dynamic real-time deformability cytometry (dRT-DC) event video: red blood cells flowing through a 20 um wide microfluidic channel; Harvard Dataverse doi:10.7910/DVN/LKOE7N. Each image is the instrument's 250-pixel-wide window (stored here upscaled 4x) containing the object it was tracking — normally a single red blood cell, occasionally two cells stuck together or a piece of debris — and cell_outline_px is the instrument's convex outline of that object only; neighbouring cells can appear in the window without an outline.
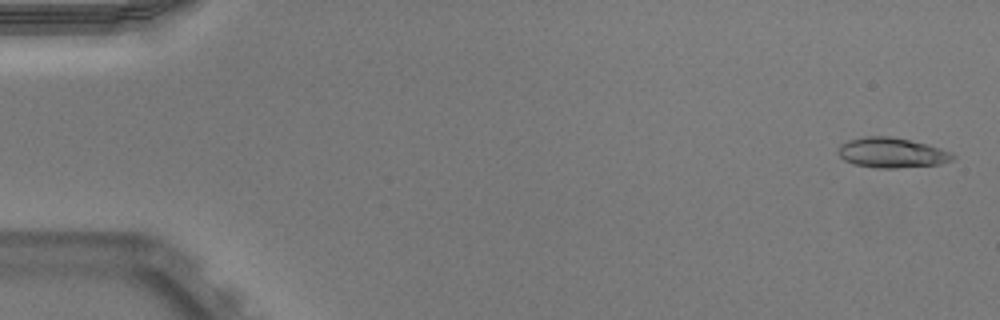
{"species": "Egyptian fruit bat (a non-hibernating species)", "species_latin": "Rousettus aegyptiacus", "temperature_condition": "warm", "stored_images_in_passage": 51, "camera_frame_rate_fps": 3000, "um_per_image_px": 0.085, "animal": {"sex": "male"}, "frame": {"image": 1, "passage_image": 2, "time_ms": 0.333, "image_size_px": [1000, 320], "cell_outline_px": [[956, 156], [952, 160], [940, 164], [896, 168], [876, 168], [852, 164], [844, 160], [836, 152], [840, 144], [848, 140], [864, 136], [892, 136], [928, 144], [952, 152]], "centroid_in_image_um": [75.78, 12.98], "position_along_channel_um": 9.2, "area_um2": 20.35}}
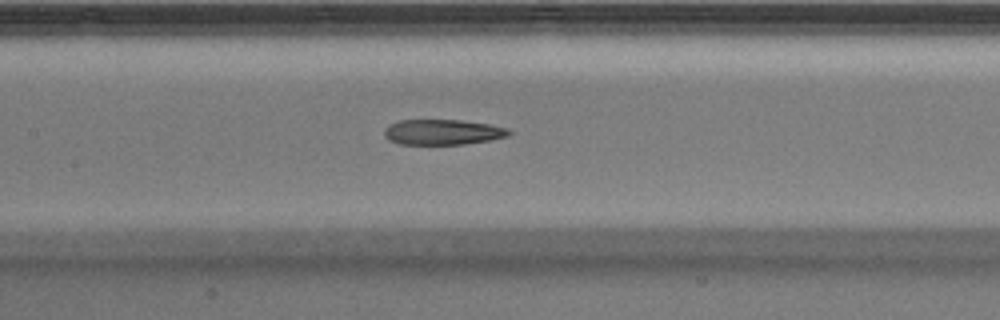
{"frame": {"image": 2, "passage_image": 25, "time_ms": 8.0, "image_size_px": [1000, 320], "cell_outline_px": [[512, 132], [508, 136], [488, 140], [464, 144], [400, 144], [388, 140], [384, 136], [384, 128], [388, 124], [400, 120], [460, 120], [488, 124], [508, 128]], "centroid_in_image_um": [37.59, 11.22], "position_along_channel_um": 169.8, "area_um2": 18.44}}
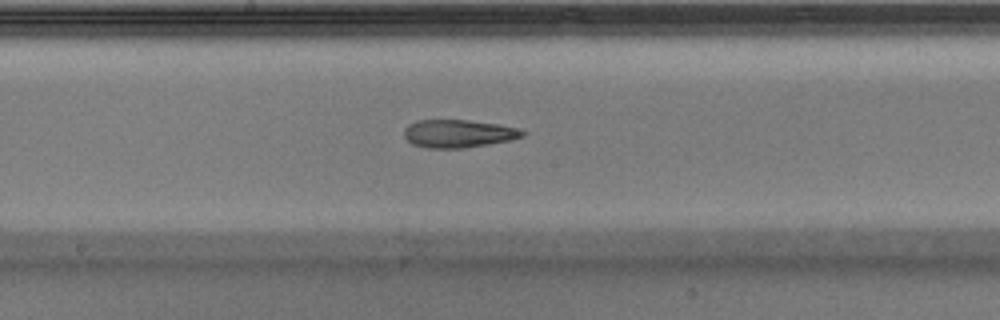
{"frame": {"image": 3, "passage_image": 28, "time_ms": 9.0, "image_size_px": [1000, 320], "cell_outline_px": [[528, 132], [524, 136], [512, 140], [464, 148], [424, 148], [412, 144], [404, 136], [404, 128], [408, 124], [416, 120], [468, 120], [496, 124], [516, 128]], "centroid_in_image_um": [38.94, 11.36], "position_along_channel_um": 209.3, "area_um2": 19.36}, "authors_computed_cell_mechanics": {"area_um2": 19.7676, "velocity_mm_per_s": 3.9529, "shape_relaxation_time_tau1_ms": null, "shape_relaxation_time_tau2_ms": 3.1407, "deformation_change_tau1": null, "deformation_change_tau2": 0.1371}}